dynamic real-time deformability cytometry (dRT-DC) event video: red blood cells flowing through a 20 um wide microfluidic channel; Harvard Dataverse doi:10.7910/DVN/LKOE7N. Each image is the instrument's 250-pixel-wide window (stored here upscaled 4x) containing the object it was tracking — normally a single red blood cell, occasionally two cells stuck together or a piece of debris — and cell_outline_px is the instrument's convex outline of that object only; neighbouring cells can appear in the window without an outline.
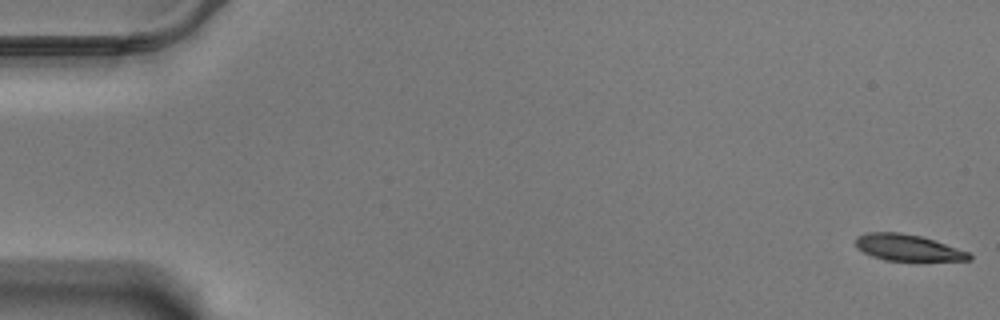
{"species": "Egyptian fruit bat (a non-hibernating species)", "species_latin": "Rousettus aegyptiacus", "temperature_condition": "warm", "stored_images_in_passage": 59, "camera_frame_rate_fps": 3000, "um_per_image_px": 0.085, "animal": {"sex": "male"}, "frame": {"image": 1, "passage_image": 1, "time_ms": 0.0, "image_size_px": [1000, 320], "cell_outline_px": [[972, 260], [884, 260], [872, 256], [864, 252], [856, 244], [856, 240], [860, 236], [872, 232], [900, 232], [920, 236], [968, 252], [972, 256]], "centroid_in_image_um": [77.17, 21.05], "position_along_channel_um": 7.8, "area_um2": 16.82}}
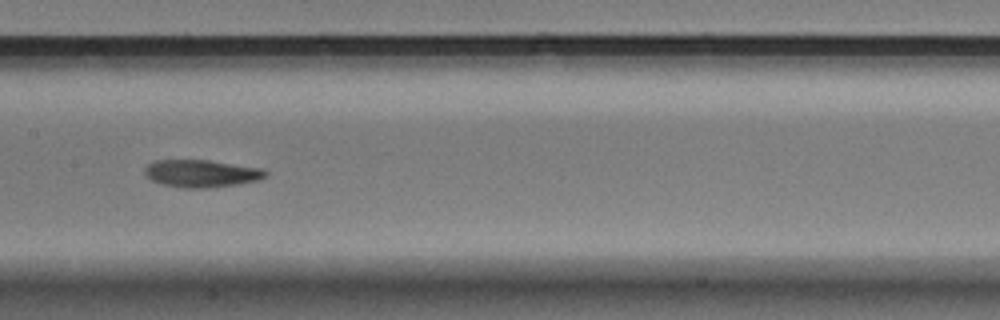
{"frame": {"image": 2, "passage_image": 30, "time_ms": 9.667, "image_size_px": [1000, 320], "cell_outline_px": [[268, 172], [260, 180], [236, 184], [204, 188], [180, 188], [160, 184], [144, 176], [144, 168], [148, 164], [156, 160], [208, 160], [264, 168]], "centroid_in_image_um": [17.09, 14.74], "position_along_channel_um": 190.3, "area_um2": 19.48}}
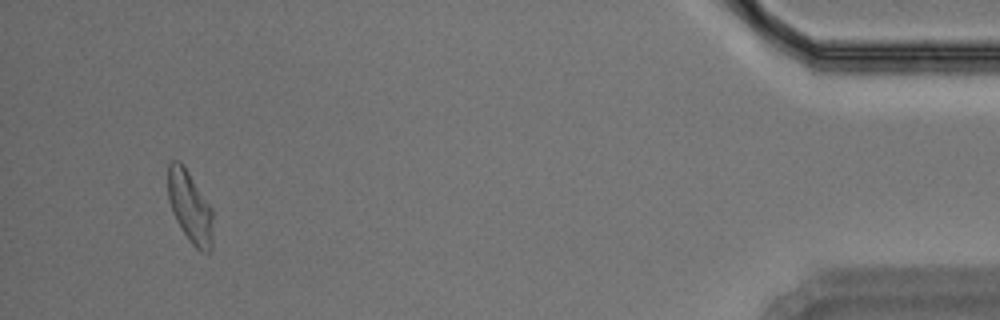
{"frame": {"image": 3, "passage_image": 56, "time_ms": 18.333, "image_size_px": [1000, 320], "cell_outline_px": [[212, 248], [208, 252], [200, 252], [192, 244], [176, 220], [172, 212], [168, 196], [168, 160], [180, 160], [184, 164], [212, 208]], "centroid_in_image_um": [16.14, 17.54], "position_along_channel_um": 419.1, "area_um2": 18.9}, "authors_computed_cell_mechanics": {"area_um2": 18.9006, "velocity_mm_per_s": 3.4674, "shape_relaxation_time_tau1_ms": 5.3577, "shape_relaxation_time_tau2_ms": 7.7344, "deformation_change_tau1": 0.2337, "deformation_change_tau2": 0.1645}}